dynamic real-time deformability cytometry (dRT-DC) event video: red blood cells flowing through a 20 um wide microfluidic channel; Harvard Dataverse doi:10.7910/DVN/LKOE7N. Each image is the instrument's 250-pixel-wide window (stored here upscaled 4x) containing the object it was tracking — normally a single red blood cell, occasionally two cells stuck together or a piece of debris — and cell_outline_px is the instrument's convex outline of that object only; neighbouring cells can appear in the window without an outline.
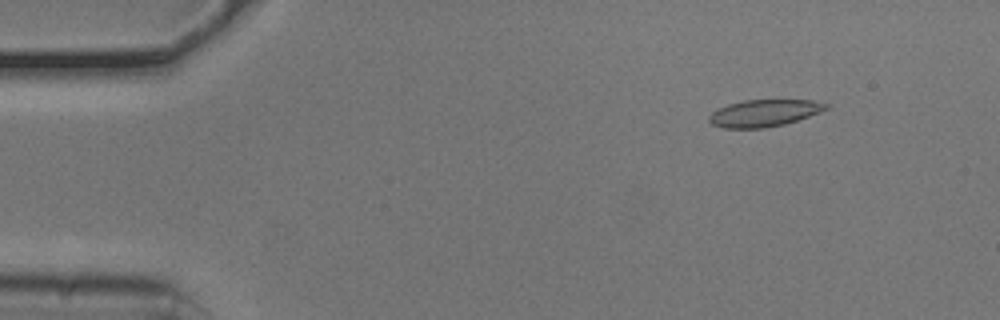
{"species": "common noctule bat (a hibernating species)", "species_latin": "Nyctalus noctula", "temperature_condition": "cold", "stored_images_in_passage": 53, "camera_frame_rate_fps": 3000, "um_per_image_px": 0.085, "animal": {"sex": "male", "body_mass_g": 20.5, "forearm_length_mm": 52.5}, "frame": {"image": 1, "passage_image": 6, "time_ms": 1.667, "image_size_px": [1000, 320], "cell_outline_px": [[832, 108], [784, 124], [764, 128], [724, 128], [712, 124], [708, 120], [708, 116], [716, 108], [728, 104], [744, 100], [812, 100], [832, 104]], "centroid_in_image_um": [64.97, 9.6], "position_along_channel_um": 20.0, "area_um2": 18.55}}
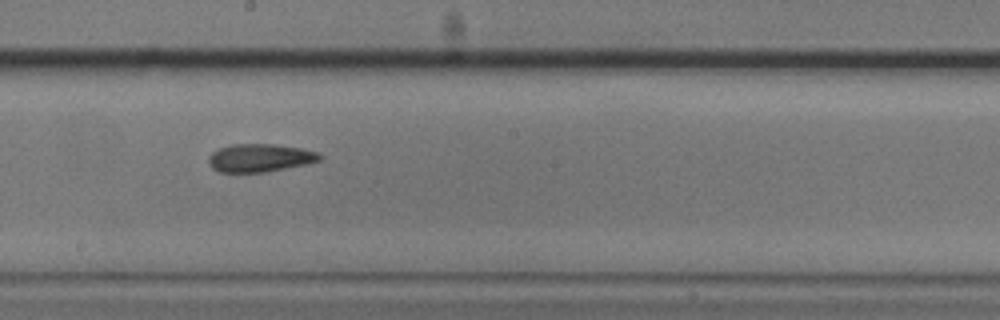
{"frame": {"image": 2, "passage_image": 29, "time_ms": 9.333, "image_size_px": [1000, 320], "cell_outline_px": [[324, 156], [320, 160], [308, 164], [264, 172], [220, 172], [212, 168], [208, 164], [208, 156], [212, 152], [220, 148], [232, 144], [276, 144], [300, 148], [320, 152]], "centroid_in_image_um": [22.11, 13.41], "position_along_channel_um": 226.1, "area_um2": 18.32}}
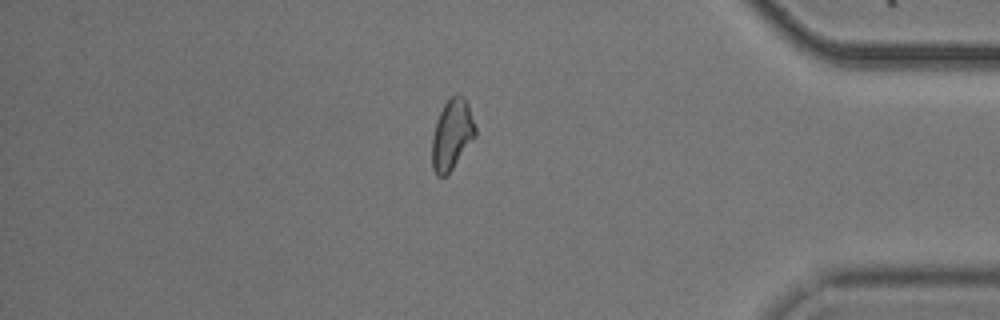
{"frame": {"image": 3, "passage_image": 45, "time_ms": 14.667, "image_size_px": [1000, 320], "cell_outline_px": [[476, 136], [452, 168], [444, 176], [436, 176], [432, 168], [432, 136], [436, 120], [444, 104], [452, 96], [464, 96], [468, 104], [476, 128]], "centroid_in_image_um": [38.4, 11.44], "position_along_channel_um": 396.8, "area_um2": 17.57}}